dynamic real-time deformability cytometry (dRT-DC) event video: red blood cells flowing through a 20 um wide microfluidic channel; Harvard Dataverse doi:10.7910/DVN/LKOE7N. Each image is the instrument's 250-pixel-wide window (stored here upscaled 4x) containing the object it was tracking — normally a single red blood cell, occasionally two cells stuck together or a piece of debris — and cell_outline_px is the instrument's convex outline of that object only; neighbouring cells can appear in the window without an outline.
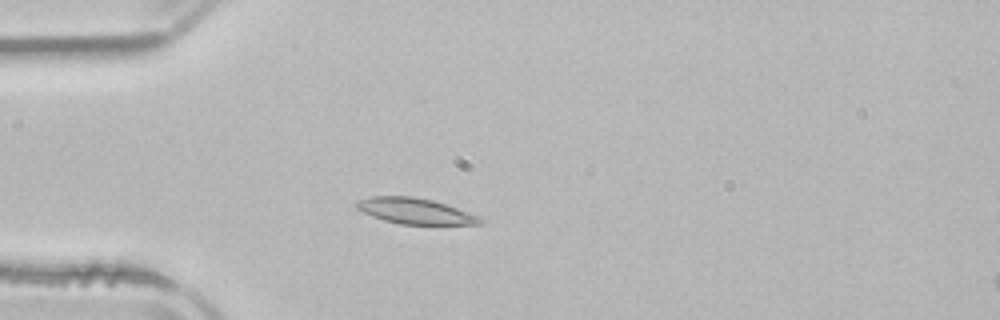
{"species": "common noctule bat (a hibernating species)", "species_latin": "Nyctalus noctula", "temperature_condition": "room temperature", "stored_images_in_passage": 4, "camera_frame_rate_fps": 3000, "um_per_image_px": 0.085, "animal": {"sex": "male", "body_mass_g": 21.5, "forearm_length_mm": 52.0}, "frame": {"image": 1, "passage_image": 3, "time_ms": 3.333, "image_size_px": [1000, 320], "cell_outline_px": [[484, 224], [400, 224], [384, 220], [372, 216], [356, 208], [356, 200], [372, 196], [412, 196], [432, 200], [456, 208], [476, 216], [484, 220]], "centroid_in_image_um": [35.23, 17.93], "position_along_channel_um": 49.8, "area_um2": 18.26}}